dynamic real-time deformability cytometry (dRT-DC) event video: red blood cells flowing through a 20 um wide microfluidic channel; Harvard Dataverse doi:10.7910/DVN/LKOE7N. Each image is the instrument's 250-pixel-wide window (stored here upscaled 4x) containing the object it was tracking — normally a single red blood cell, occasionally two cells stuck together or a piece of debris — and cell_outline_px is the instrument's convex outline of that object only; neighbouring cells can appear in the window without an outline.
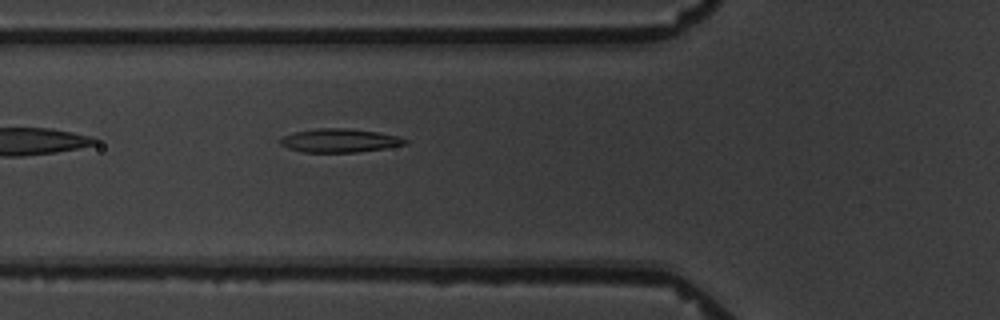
{"species": "common noctule bat (a hibernating species)", "species_latin": "Nyctalus noctula", "temperature_condition": "warm", "stored_images_in_passage": 6, "camera_frame_rate_fps": 3000, "um_per_image_px": 0.085, "animal": {"sex": "male", "body_mass_g": 19.5, "forearm_length_mm": 54.6}, "frame": {"image": 1, "passage_image": 6, "time_ms": 6.667, "image_size_px": [1000, 320], "cell_outline_px": [[408, 144], [384, 148], [356, 152], [304, 152], [288, 148], [280, 144], [280, 140], [284, 136], [296, 132], [320, 128], [344, 128], [376, 132], [396, 136], [408, 140]], "centroid_in_image_um": [28.87, 11.95], "position_along_channel_um": 96.9, "area_um2": 16.82}}